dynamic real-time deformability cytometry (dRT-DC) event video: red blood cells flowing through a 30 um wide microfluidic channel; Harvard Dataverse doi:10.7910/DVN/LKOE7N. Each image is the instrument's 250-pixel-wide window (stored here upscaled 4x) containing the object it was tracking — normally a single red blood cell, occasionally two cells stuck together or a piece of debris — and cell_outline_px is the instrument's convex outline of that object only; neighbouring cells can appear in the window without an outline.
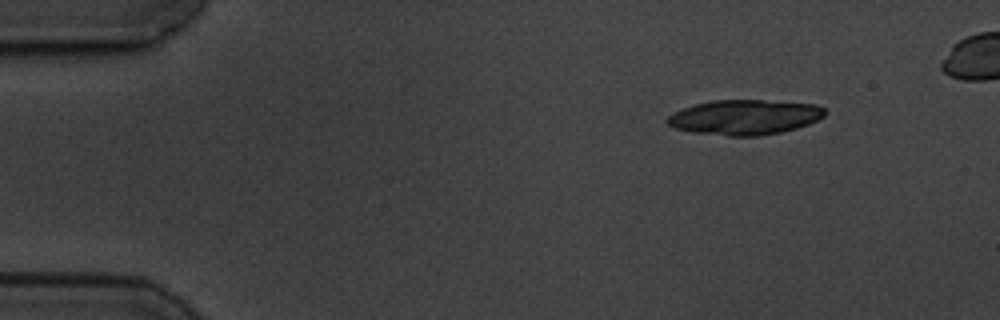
{"species": "common noctule bat (a hibernating species)", "species_latin": "Nyctalus noctula", "temperature_condition": "cold", "stored_images_in_passage": 5, "camera_frame_rate_fps": 3000, "um_per_image_px": 0.085, "animal": {"sex": "male", "body_mass_g": 19.5, "forearm_length_mm": 54.6}, "frame": {"image": 1, "passage_image": 1, "time_ms": 0.0, "image_size_px": [1000, 320], "cell_outline_px": [[828, 112], [824, 116], [808, 124], [796, 128], [780, 132], [760, 136], [728, 136], [696, 132], [676, 128], [668, 124], [664, 120], [668, 116], [684, 108], [696, 104], [712, 100], [764, 100], [816, 104], [824, 108]], "centroid_in_image_um": [63.33, 9.96], "position_along_channel_um": 21.7, "area_um2": 31.96}}